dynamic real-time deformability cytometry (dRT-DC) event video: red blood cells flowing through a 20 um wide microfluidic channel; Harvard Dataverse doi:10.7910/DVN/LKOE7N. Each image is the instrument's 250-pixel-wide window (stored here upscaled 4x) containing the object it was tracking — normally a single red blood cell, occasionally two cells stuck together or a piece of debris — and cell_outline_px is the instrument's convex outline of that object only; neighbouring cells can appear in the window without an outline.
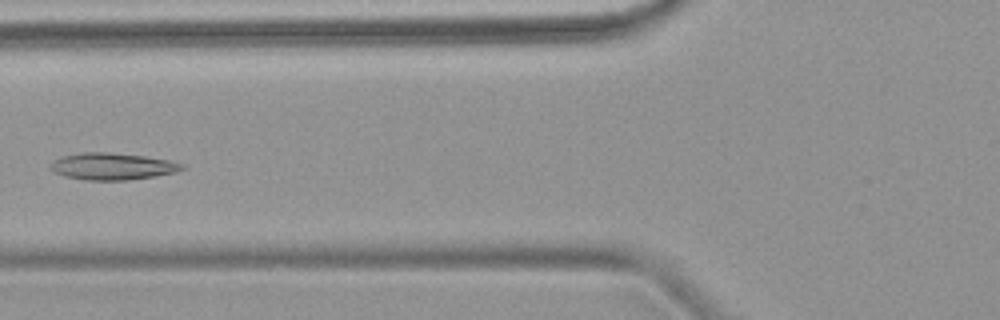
{"species": "common noctule bat (a hibernating species)", "species_latin": "Nyctalus noctula", "temperature_condition": "warm", "stored_images_in_passage": 6, "camera_frame_rate_fps": 3000, "um_per_image_px": 0.085, "animal": {"sex": "female", "body_mass_g": 18.4}, "frame": {"image": 1, "passage_image": 6, "time_ms": 6.667, "image_size_px": [1000, 320], "cell_outline_px": [[188, 168], [176, 172], [156, 176], [128, 180], [84, 180], [64, 176], [52, 172], [48, 168], [52, 160], [60, 156], [80, 152], [108, 152], [144, 156], [172, 160], [184, 164]], "centroid_in_image_um": [9.54, 14.14], "position_along_channel_um": 116.3, "area_um2": 21.1}}